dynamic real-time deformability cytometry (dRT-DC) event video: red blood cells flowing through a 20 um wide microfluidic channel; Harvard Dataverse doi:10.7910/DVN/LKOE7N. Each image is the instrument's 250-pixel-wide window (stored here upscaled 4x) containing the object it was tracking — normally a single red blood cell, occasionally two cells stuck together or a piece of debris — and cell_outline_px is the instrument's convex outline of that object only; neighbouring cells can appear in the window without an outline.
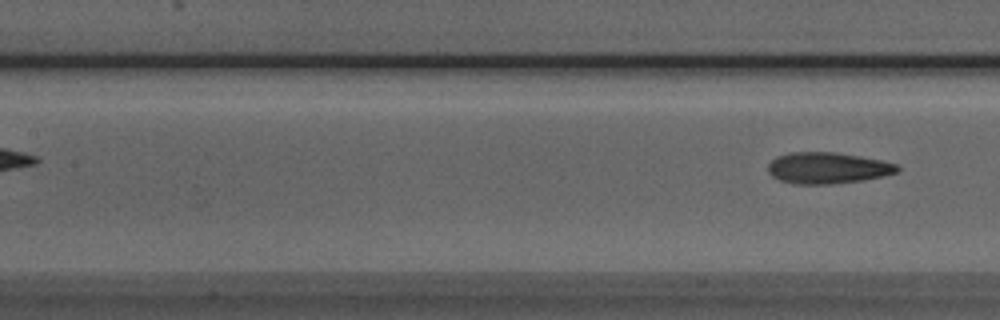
{"species": "Egyptian fruit bat (a non-hibernating species)", "species_latin": "Rousettus aegyptiacus", "temperature_condition": "room temperature", "stored_images_in_passage": 7, "camera_frame_rate_fps": 3000, "um_per_image_px": 0.085, "animal": {"sex": "male"}, "frame": {"image": 1, "passage_image": 7, "time_ms": 7.0, "image_size_px": [1000, 320], "cell_outline_px": [[900, 172], [884, 176], [864, 180], [832, 184], [796, 184], [780, 180], [772, 176], [768, 172], [768, 164], [776, 156], [788, 152], [836, 152], [884, 160], [896, 164], [900, 168]], "centroid_in_image_um": [70.37, 14.27], "position_along_channel_um": 137.0, "area_um2": 23.87}}